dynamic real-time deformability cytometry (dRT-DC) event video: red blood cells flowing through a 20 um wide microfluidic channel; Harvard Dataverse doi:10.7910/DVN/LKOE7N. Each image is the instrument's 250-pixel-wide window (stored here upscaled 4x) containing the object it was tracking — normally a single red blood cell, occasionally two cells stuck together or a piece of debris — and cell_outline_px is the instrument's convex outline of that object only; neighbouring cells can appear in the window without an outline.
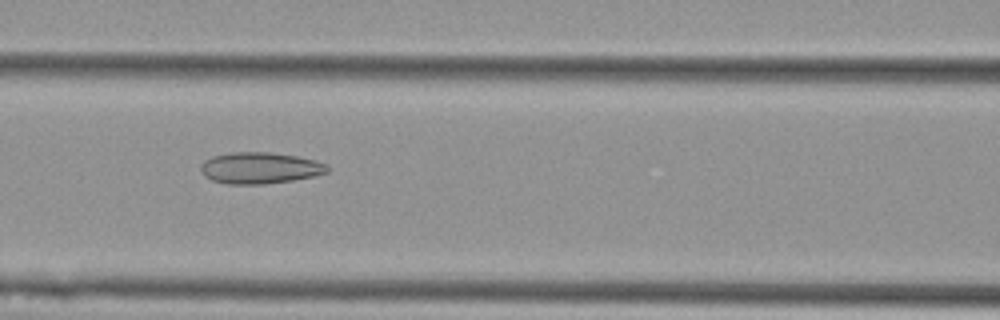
{"species": "Egyptian fruit bat (a non-hibernating species)", "species_latin": "Rousettus aegyptiacus", "temperature_condition": "cold", "stored_images_in_passage": 7, "camera_frame_rate_fps": 3000, "um_per_image_px": 0.085, "animal": {"sex": "female"}, "frame": {"image": 1, "passage_image": 7, "time_ms": 2.0, "image_size_px": [1000, 320], "cell_outline_px": [[328, 172], [312, 176], [292, 180], [264, 184], [228, 184], [212, 180], [204, 176], [200, 168], [200, 164], [204, 160], [212, 156], [232, 152], [268, 152], [296, 156], [316, 160], [328, 164]], "centroid_in_image_um": [22.07, 14.27], "position_along_channel_um": 144.5, "area_um2": 23.18}}